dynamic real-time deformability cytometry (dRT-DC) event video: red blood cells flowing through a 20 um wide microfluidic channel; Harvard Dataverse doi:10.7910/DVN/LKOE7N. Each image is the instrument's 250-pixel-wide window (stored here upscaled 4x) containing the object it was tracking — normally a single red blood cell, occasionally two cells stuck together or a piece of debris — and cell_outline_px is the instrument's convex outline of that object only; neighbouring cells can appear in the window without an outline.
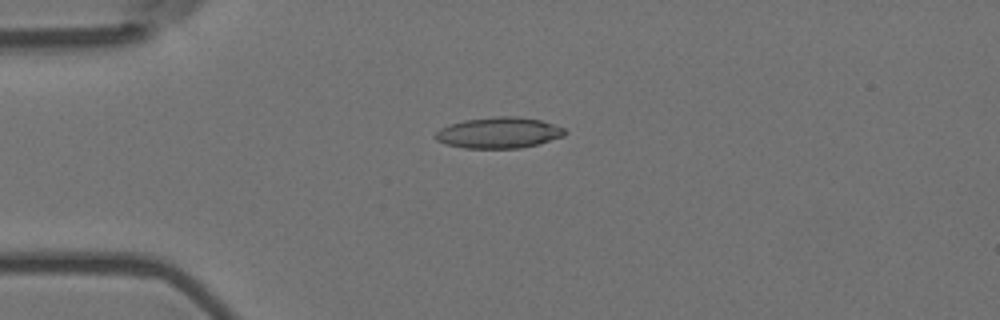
{"species": "Egyptian fruit bat (a non-hibernating species)", "species_latin": "Rousettus aegyptiacus", "temperature_condition": "room temperature", "stored_images_in_passage": 5, "camera_frame_rate_fps": 3000, "um_per_image_px": 0.085, "animal": {"sex": "female"}, "frame": {"image": 1, "passage_image": 4, "time_ms": 1.0, "image_size_px": [1000, 320], "cell_outline_px": [[568, 132], [564, 136], [540, 144], [520, 148], [464, 148], [448, 144], [436, 140], [432, 136], [440, 128], [464, 120], [496, 116], [516, 116], [540, 120], [564, 128]], "centroid_in_image_um": [42.42, 11.28], "position_along_channel_um": 42.6, "area_um2": 23.41}}